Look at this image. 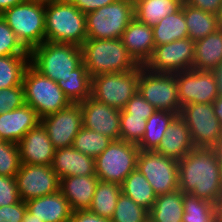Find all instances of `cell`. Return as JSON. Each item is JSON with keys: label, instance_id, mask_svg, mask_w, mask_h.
Wrapping results in <instances>:
<instances>
[{"label": "cell", "instance_id": "1", "mask_svg": "<svg viewBox=\"0 0 222 222\" xmlns=\"http://www.w3.org/2000/svg\"><path fill=\"white\" fill-rule=\"evenodd\" d=\"M179 190L217 204L222 193V167L212 148L195 147L178 160Z\"/></svg>", "mask_w": 222, "mask_h": 222}, {"label": "cell", "instance_id": "2", "mask_svg": "<svg viewBox=\"0 0 222 222\" xmlns=\"http://www.w3.org/2000/svg\"><path fill=\"white\" fill-rule=\"evenodd\" d=\"M29 55L30 65L55 82L71 76H90L77 45L44 41L31 49Z\"/></svg>", "mask_w": 222, "mask_h": 222}, {"label": "cell", "instance_id": "3", "mask_svg": "<svg viewBox=\"0 0 222 222\" xmlns=\"http://www.w3.org/2000/svg\"><path fill=\"white\" fill-rule=\"evenodd\" d=\"M80 48L82 63L91 77L132 71L139 66L127 52L121 38L86 39Z\"/></svg>", "mask_w": 222, "mask_h": 222}, {"label": "cell", "instance_id": "4", "mask_svg": "<svg viewBox=\"0 0 222 222\" xmlns=\"http://www.w3.org/2000/svg\"><path fill=\"white\" fill-rule=\"evenodd\" d=\"M86 39V15L69 0L45 6V41L80 47Z\"/></svg>", "mask_w": 222, "mask_h": 222}, {"label": "cell", "instance_id": "5", "mask_svg": "<svg viewBox=\"0 0 222 222\" xmlns=\"http://www.w3.org/2000/svg\"><path fill=\"white\" fill-rule=\"evenodd\" d=\"M22 85L25 103L30 105L40 118L71 104L57 82L43 76L31 65L26 68Z\"/></svg>", "mask_w": 222, "mask_h": 222}, {"label": "cell", "instance_id": "6", "mask_svg": "<svg viewBox=\"0 0 222 222\" xmlns=\"http://www.w3.org/2000/svg\"><path fill=\"white\" fill-rule=\"evenodd\" d=\"M1 17L28 51L45 41V6L26 0L5 10Z\"/></svg>", "mask_w": 222, "mask_h": 222}, {"label": "cell", "instance_id": "7", "mask_svg": "<svg viewBox=\"0 0 222 222\" xmlns=\"http://www.w3.org/2000/svg\"><path fill=\"white\" fill-rule=\"evenodd\" d=\"M135 18L134 4L117 0L86 14L87 39H118Z\"/></svg>", "mask_w": 222, "mask_h": 222}, {"label": "cell", "instance_id": "8", "mask_svg": "<svg viewBox=\"0 0 222 222\" xmlns=\"http://www.w3.org/2000/svg\"><path fill=\"white\" fill-rule=\"evenodd\" d=\"M140 152L136 144L123 140L111 141L108 147L95 158L96 176L100 181L122 184L136 169Z\"/></svg>", "mask_w": 222, "mask_h": 222}, {"label": "cell", "instance_id": "9", "mask_svg": "<svg viewBox=\"0 0 222 222\" xmlns=\"http://www.w3.org/2000/svg\"><path fill=\"white\" fill-rule=\"evenodd\" d=\"M140 65L121 73L100 74L91 77V97L103 104L122 110L138 92Z\"/></svg>", "mask_w": 222, "mask_h": 222}, {"label": "cell", "instance_id": "10", "mask_svg": "<svg viewBox=\"0 0 222 222\" xmlns=\"http://www.w3.org/2000/svg\"><path fill=\"white\" fill-rule=\"evenodd\" d=\"M138 92L156 110L168 111L176 115L181 112L176 74L154 73L140 65Z\"/></svg>", "mask_w": 222, "mask_h": 222}, {"label": "cell", "instance_id": "11", "mask_svg": "<svg viewBox=\"0 0 222 222\" xmlns=\"http://www.w3.org/2000/svg\"><path fill=\"white\" fill-rule=\"evenodd\" d=\"M136 168L146 177L157 196L179 189L178 160L165 157L154 150H140Z\"/></svg>", "mask_w": 222, "mask_h": 222}, {"label": "cell", "instance_id": "12", "mask_svg": "<svg viewBox=\"0 0 222 222\" xmlns=\"http://www.w3.org/2000/svg\"><path fill=\"white\" fill-rule=\"evenodd\" d=\"M180 116L190 130L195 147L212 148L222 134V124L216 117L212 104L191 103L181 107Z\"/></svg>", "mask_w": 222, "mask_h": 222}, {"label": "cell", "instance_id": "13", "mask_svg": "<svg viewBox=\"0 0 222 222\" xmlns=\"http://www.w3.org/2000/svg\"><path fill=\"white\" fill-rule=\"evenodd\" d=\"M195 42L189 37L155 46L145 68L154 73L176 74L193 68Z\"/></svg>", "mask_w": 222, "mask_h": 222}, {"label": "cell", "instance_id": "14", "mask_svg": "<svg viewBox=\"0 0 222 222\" xmlns=\"http://www.w3.org/2000/svg\"><path fill=\"white\" fill-rule=\"evenodd\" d=\"M14 178L20 200L25 202L59 191L60 179L52 166L21 164Z\"/></svg>", "mask_w": 222, "mask_h": 222}, {"label": "cell", "instance_id": "15", "mask_svg": "<svg viewBox=\"0 0 222 222\" xmlns=\"http://www.w3.org/2000/svg\"><path fill=\"white\" fill-rule=\"evenodd\" d=\"M180 106L191 103L212 104L218 97L217 84L211 71L190 69L176 73Z\"/></svg>", "mask_w": 222, "mask_h": 222}, {"label": "cell", "instance_id": "16", "mask_svg": "<svg viewBox=\"0 0 222 222\" xmlns=\"http://www.w3.org/2000/svg\"><path fill=\"white\" fill-rule=\"evenodd\" d=\"M41 123L55 149L71 147L75 136L83 127L80 103H71L58 112L42 117Z\"/></svg>", "mask_w": 222, "mask_h": 222}, {"label": "cell", "instance_id": "17", "mask_svg": "<svg viewBox=\"0 0 222 222\" xmlns=\"http://www.w3.org/2000/svg\"><path fill=\"white\" fill-rule=\"evenodd\" d=\"M83 127L101 133L112 141L120 140L121 110L103 104L93 97L80 103Z\"/></svg>", "mask_w": 222, "mask_h": 222}, {"label": "cell", "instance_id": "18", "mask_svg": "<svg viewBox=\"0 0 222 222\" xmlns=\"http://www.w3.org/2000/svg\"><path fill=\"white\" fill-rule=\"evenodd\" d=\"M17 145L21 164L51 166L53 163L55 147L41 122L29 130Z\"/></svg>", "mask_w": 222, "mask_h": 222}, {"label": "cell", "instance_id": "19", "mask_svg": "<svg viewBox=\"0 0 222 222\" xmlns=\"http://www.w3.org/2000/svg\"><path fill=\"white\" fill-rule=\"evenodd\" d=\"M121 40L134 61L145 66L155 49L152 27L134 18L124 30Z\"/></svg>", "mask_w": 222, "mask_h": 222}, {"label": "cell", "instance_id": "20", "mask_svg": "<svg viewBox=\"0 0 222 222\" xmlns=\"http://www.w3.org/2000/svg\"><path fill=\"white\" fill-rule=\"evenodd\" d=\"M41 122L37 112L28 104L0 114V140L19 143L24 135Z\"/></svg>", "mask_w": 222, "mask_h": 222}, {"label": "cell", "instance_id": "21", "mask_svg": "<svg viewBox=\"0 0 222 222\" xmlns=\"http://www.w3.org/2000/svg\"><path fill=\"white\" fill-rule=\"evenodd\" d=\"M194 148L190 130L185 120L179 114L169 124L167 130L164 132V138L154 151L165 157L181 160Z\"/></svg>", "mask_w": 222, "mask_h": 222}, {"label": "cell", "instance_id": "22", "mask_svg": "<svg viewBox=\"0 0 222 222\" xmlns=\"http://www.w3.org/2000/svg\"><path fill=\"white\" fill-rule=\"evenodd\" d=\"M51 166L59 179L96 175L95 158L81 153L73 146L55 149Z\"/></svg>", "mask_w": 222, "mask_h": 222}, {"label": "cell", "instance_id": "23", "mask_svg": "<svg viewBox=\"0 0 222 222\" xmlns=\"http://www.w3.org/2000/svg\"><path fill=\"white\" fill-rule=\"evenodd\" d=\"M99 178L91 176H69L60 179L59 190L68 200L72 212L88 210Z\"/></svg>", "mask_w": 222, "mask_h": 222}, {"label": "cell", "instance_id": "24", "mask_svg": "<svg viewBox=\"0 0 222 222\" xmlns=\"http://www.w3.org/2000/svg\"><path fill=\"white\" fill-rule=\"evenodd\" d=\"M27 211L44 222H66L71 219L72 210L68 200L58 192L27 200Z\"/></svg>", "mask_w": 222, "mask_h": 222}, {"label": "cell", "instance_id": "25", "mask_svg": "<svg viewBox=\"0 0 222 222\" xmlns=\"http://www.w3.org/2000/svg\"><path fill=\"white\" fill-rule=\"evenodd\" d=\"M193 68L213 70L222 62V29L195 42Z\"/></svg>", "mask_w": 222, "mask_h": 222}, {"label": "cell", "instance_id": "26", "mask_svg": "<svg viewBox=\"0 0 222 222\" xmlns=\"http://www.w3.org/2000/svg\"><path fill=\"white\" fill-rule=\"evenodd\" d=\"M184 0H140L134 4L135 18L154 27L169 14L177 12Z\"/></svg>", "mask_w": 222, "mask_h": 222}, {"label": "cell", "instance_id": "27", "mask_svg": "<svg viewBox=\"0 0 222 222\" xmlns=\"http://www.w3.org/2000/svg\"><path fill=\"white\" fill-rule=\"evenodd\" d=\"M183 12L188 37L194 42L220 29L217 14L194 8L185 1L183 2Z\"/></svg>", "mask_w": 222, "mask_h": 222}, {"label": "cell", "instance_id": "28", "mask_svg": "<svg viewBox=\"0 0 222 222\" xmlns=\"http://www.w3.org/2000/svg\"><path fill=\"white\" fill-rule=\"evenodd\" d=\"M183 194L178 189L171 193L158 195L149 211V220L151 222H182Z\"/></svg>", "mask_w": 222, "mask_h": 222}, {"label": "cell", "instance_id": "29", "mask_svg": "<svg viewBox=\"0 0 222 222\" xmlns=\"http://www.w3.org/2000/svg\"><path fill=\"white\" fill-rule=\"evenodd\" d=\"M152 30L155 46L188 38V29L183 12V4L177 12L169 14L160 20L154 27H152Z\"/></svg>", "mask_w": 222, "mask_h": 222}, {"label": "cell", "instance_id": "30", "mask_svg": "<svg viewBox=\"0 0 222 222\" xmlns=\"http://www.w3.org/2000/svg\"><path fill=\"white\" fill-rule=\"evenodd\" d=\"M121 192L148 211L153 207L157 197L151 184L137 168L122 182Z\"/></svg>", "mask_w": 222, "mask_h": 222}, {"label": "cell", "instance_id": "31", "mask_svg": "<svg viewBox=\"0 0 222 222\" xmlns=\"http://www.w3.org/2000/svg\"><path fill=\"white\" fill-rule=\"evenodd\" d=\"M175 113L156 110L148 119L145 133L141 142L137 145L141 151L155 150L164 138V132L172 122Z\"/></svg>", "mask_w": 222, "mask_h": 222}, {"label": "cell", "instance_id": "32", "mask_svg": "<svg viewBox=\"0 0 222 222\" xmlns=\"http://www.w3.org/2000/svg\"><path fill=\"white\" fill-rule=\"evenodd\" d=\"M120 194V184L99 180L88 210L103 218L111 219Z\"/></svg>", "mask_w": 222, "mask_h": 222}, {"label": "cell", "instance_id": "33", "mask_svg": "<svg viewBox=\"0 0 222 222\" xmlns=\"http://www.w3.org/2000/svg\"><path fill=\"white\" fill-rule=\"evenodd\" d=\"M30 65V55L0 57V89L20 86L24 73Z\"/></svg>", "mask_w": 222, "mask_h": 222}, {"label": "cell", "instance_id": "34", "mask_svg": "<svg viewBox=\"0 0 222 222\" xmlns=\"http://www.w3.org/2000/svg\"><path fill=\"white\" fill-rule=\"evenodd\" d=\"M182 222H219L216 205L190 193L183 194Z\"/></svg>", "mask_w": 222, "mask_h": 222}, {"label": "cell", "instance_id": "35", "mask_svg": "<svg viewBox=\"0 0 222 222\" xmlns=\"http://www.w3.org/2000/svg\"><path fill=\"white\" fill-rule=\"evenodd\" d=\"M111 139L101 133L82 127L73 141V147L87 156L96 158L111 143Z\"/></svg>", "mask_w": 222, "mask_h": 222}, {"label": "cell", "instance_id": "36", "mask_svg": "<svg viewBox=\"0 0 222 222\" xmlns=\"http://www.w3.org/2000/svg\"><path fill=\"white\" fill-rule=\"evenodd\" d=\"M111 222H147L149 211L121 192Z\"/></svg>", "mask_w": 222, "mask_h": 222}, {"label": "cell", "instance_id": "37", "mask_svg": "<svg viewBox=\"0 0 222 222\" xmlns=\"http://www.w3.org/2000/svg\"><path fill=\"white\" fill-rule=\"evenodd\" d=\"M57 84L71 103H81L91 96V76H71Z\"/></svg>", "mask_w": 222, "mask_h": 222}, {"label": "cell", "instance_id": "38", "mask_svg": "<svg viewBox=\"0 0 222 222\" xmlns=\"http://www.w3.org/2000/svg\"><path fill=\"white\" fill-rule=\"evenodd\" d=\"M145 117L132 116L123 109L120 115V140L138 145L145 133Z\"/></svg>", "mask_w": 222, "mask_h": 222}, {"label": "cell", "instance_id": "39", "mask_svg": "<svg viewBox=\"0 0 222 222\" xmlns=\"http://www.w3.org/2000/svg\"><path fill=\"white\" fill-rule=\"evenodd\" d=\"M20 165L17 143L0 140V175L15 177Z\"/></svg>", "mask_w": 222, "mask_h": 222}, {"label": "cell", "instance_id": "40", "mask_svg": "<svg viewBox=\"0 0 222 222\" xmlns=\"http://www.w3.org/2000/svg\"><path fill=\"white\" fill-rule=\"evenodd\" d=\"M10 55H29V51L17 39L6 21L0 17V57Z\"/></svg>", "mask_w": 222, "mask_h": 222}, {"label": "cell", "instance_id": "41", "mask_svg": "<svg viewBox=\"0 0 222 222\" xmlns=\"http://www.w3.org/2000/svg\"><path fill=\"white\" fill-rule=\"evenodd\" d=\"M25 104L23 85L0 89V114L15 110Z\"/></svg>", "mask_w": 222, "mask_h": 222}, {"label": "cell", "instance_id": "42", "mask_svg": "<svg viewBox=\"0 0 222 222\" xmlns=\"http://www.w3.org/2000/svg\"><path fill=\"white\" fill-rule=\"evenodd\" d=\"M123 110L132 116L145 117L147 120L156 111V108L137 92L128 100Z\"/></svg>", "mask_w": 222, "mask_h": 222}, {"label": "cell", "instance_id": "43", "mask_svg": "<svg viewBox=\"0 0 222 222\" xmlns=\"http://www.w3.org/2000/svg\"><path fill=\"white\" fill-rule=\"evenodd\" d=\"M19 201L15 178L0 175V207L16 204Z\"/></svg>", "mask_w": 222, "mask_h": 222}, {"label": "cell", "instance_id": "44", "mask_svg": "<svg viewBox=\"0 0 222 222\" xmlns=\"http://www.w3.org/2000/svg\"><path fill=\"white\" fill-rule=\"evenodd\" d=\"M26 211V202L22 200L16 204L0 207V222H22Z\"/></svg>", "mask_w": 222, "mask_h": 222}, {"label": "cell", "instance_id": "45", "mask_svg": "<svg viewBox=\"0 0 222 222\" xmlns=\"http://www.w3.org/2000/svg\"><path fill=\"white\" fill-rule=\"evenodd\" d=\"M79 11L85 15L93 12L100 7L114 3L117 0H69Z\"/></svg>", "mask_w": 222, "mask_h": 222}, {"label": "cell", "instance_id": "46", "mask_svg": "<svg viewBox=\"0 0 222 222\" xmlns=\"http://www.w3.org/2000/svg\"><path fill=\"white\" fill-rule=\"evenodd\" d=\"M190 6L206 12L218 14L222 0H184Z\"/></svg>", "mask_w": 222, "mask_h": 222}, {"label": "cell", "instance_id": "47", "mask_svg": "<svg viewBox=\"0 0 222 222\" xmlns=\"http://www.w3.org/2000/svg\"><path fill=\"white\" fill-rule=\"evenodd\" d=\"M72 222H111L110 219L103 218L90 212L89 210L74 211L71 214Z\"/></svg>", "mask_w": 222, "mask_h": 222}, {"label": "cell", "instance_id": "48", "mask_svg": "<svg viewBox=\"0 0 222 222\" xmlns=\"http://www.w3.org/2000/svg\"><path fill=\"white\" fill-rule=\"evenodd\" d=\"M211 72L217 84L218 98H222V62L211 70Z\"/></svg>", "mask_w": 222, "mask_h": 222}, {"label": "cell", "instance_id": "49", "mask_svg": "<svg viewBox=\"0 0 222 222\" xmlns=\"http://www.w3.org/2000/svg\"><path fill=\"white\" fill-rule=\"evenodd\" d=\"M25 1L26 0H0V12L3 13L5 10Z\"/></svg>", "mask_w": 222, "mask_h": 222}, {"label": "cell", "instance_id": "50", "mask_svg": "<svg viewBox=\"0 0 222 222\" xmlns=\"http://www.w3.org/2000/svg\"><path fill=\"white\" fill-rule=\"evenodd\" d=\"M213 109L216 117L222 124V98H216L213 102Z\"/></svg>", "mask_w": 222, "mask_h": 222}, {"label": "cell", "instance_id": "51", "mask_svg": "<svg viewBox=\"0 0 222 222\" xmlns=\"http://www.w3.org/2000/svg\"><path fill=\"white\" fill-rule=\"evenodd\" d=\"M216 154L217 161L219 162L220 166L222 167V134L218 140V142L212 147Z\"/></svg>", "mask_w": 222, "mask_h": 222}, {"label": "cell", "instance_id": "52", "mask_svg": "<svg viewBox=\"0 0 222 222\" xmlns=\"http://www.w3.org/2000/svg\"><path fill=\"white\" fill-rule=\"evenodd\" d=\"M216 212H217V219L219 222H222V193L218 199L216 204Z\"/></svg>", "mask_w": 222, "mask_h": 222}, {"label": "cell", "instance_id": "53", "mask_svg": "<svg viewBox=\"0 0 222 222\" xmlns=\"http://www.w3.org/2000/svg\"><path fill=\"white\" fill-rule=\"evenodd\" d=\"M22 222H44L39 220L38 218L34 217L30 212L26 211Z\"/></svg>", "mask_w": 222, "mask_h": 222}, {"label": "cell", "instance_id": "54", "mask_svg": "<svg viewBox=\"0 0 222 222\" xmlns=\"http://www.w3.org/2000/svg\"><path fill=\"white\" fill-rule=\"evenodd\" d=\"M27 1H31V2L40 4V5H43V6H47V5H51V4L61 2V1H64V0H27Z\"/></svg>", "mask_w": 222, "mask_h": 222}, {"label": "cell", "instance_id": "55", "mask_svg": "<svg viewBox=\"0 0 222 222\" xmlns=\"http://www.w3.org/2000/svg\"><path fill=\"white\" fill-rule=\"evenodd\" d=\"M217 17H218L219 27L222 29V5H221L220 10L217 14Z\"/></svg>", "mask_w": 222, "mask_h": 222}, {"label": "cell", "instance_id": "56", "mask_svg": "<svg viewBox=\"0 0 222 222\" xmlns=\"http://www.w3.org/2000/svg\"><path fill=\"white\" fill-rule=\"evenodd\" d=\"M132 4H135V3H137L138 1H140V0H129Z\"/></svg>", "mask_w": 222, "mask_h": 222}]
</instances>
